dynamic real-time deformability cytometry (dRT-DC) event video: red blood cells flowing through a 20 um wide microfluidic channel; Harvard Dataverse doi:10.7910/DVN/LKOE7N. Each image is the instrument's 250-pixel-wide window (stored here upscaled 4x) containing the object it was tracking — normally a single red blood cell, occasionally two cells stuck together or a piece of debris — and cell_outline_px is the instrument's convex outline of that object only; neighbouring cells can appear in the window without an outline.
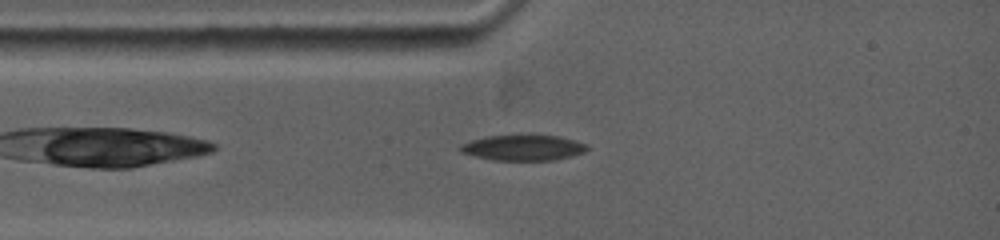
{"species": "common noctule bat (a hibernating species)", "species_latin": "Nyctalus noctula", "temperature_condition": "warm", "stored_images_in_passage": 37, "camera_frame_rate_fps": 5000, "um_per_image_px": 0.085, "animal": {"sex": "female", "body_mass_g": 19.0, "forearm_length_mm": 53.3}, "frame": {"image": 1, "passage_image": 7, "time_ms": 1.2, "image_size_px": [1000, 240], "cell_outline_px": [[588, 148], [584, 152], [552, 160], [492, 160], [460, 152], [456, 148], [460, 144], [472, 140], [488, 136], [560, 136], [588, 144]], "centroid_in_image_um": [44.43, 12.56], "position_along_channel_um": 40.6, "area_um2": 18.61}}
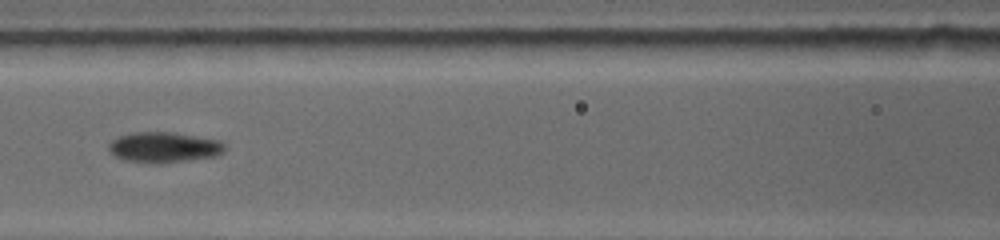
{"frame": {"image": 2, "passage_image": 17, "time_ms": 4.2, "image_size_px": [1000, 240], "cell_outline_px": [[224, 148], [220, 152], [212, 156], [180, 160], [128, 160], [116, 156], [108, 148], [112, 140], [120, 136], [132, 132], [168, 132], [216, 140], [224, 144]], "centroid_in_image_um": [13.88, 12.46], "position_along_channel_um": 152.7, "area_um2": 18.9}}
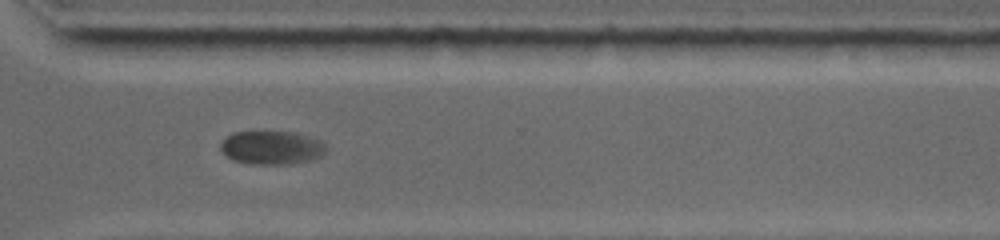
{"frame": {"image": 3, "passage_image": 29, "time_ms": 9.4, "image_size_px": [1000, 240], "cell_outline_px": [[324, 152], [316, 156], [304, 160], [284, 164], [252, 164], [236, 160], [228, 156], [220, 148], [220, 144], [232, 132], [296, 132], [316, 140], [324, 144]], "centroid_in_image_um": [23.01, 12.53], "position_along_channel_um": 347.6, "area_um2": 19.71}, "authors_computed_cell_mechanics": {"area_um2": 18.785, "velocity_mm_per_s": 3.7558, "shape_relaxation_time_tau1_ms": 7.8958, "shape_relaxation_time_tau2_ms": null, "deformation_change_tau1": 0.1978, "deformation_change_tau2": null}}